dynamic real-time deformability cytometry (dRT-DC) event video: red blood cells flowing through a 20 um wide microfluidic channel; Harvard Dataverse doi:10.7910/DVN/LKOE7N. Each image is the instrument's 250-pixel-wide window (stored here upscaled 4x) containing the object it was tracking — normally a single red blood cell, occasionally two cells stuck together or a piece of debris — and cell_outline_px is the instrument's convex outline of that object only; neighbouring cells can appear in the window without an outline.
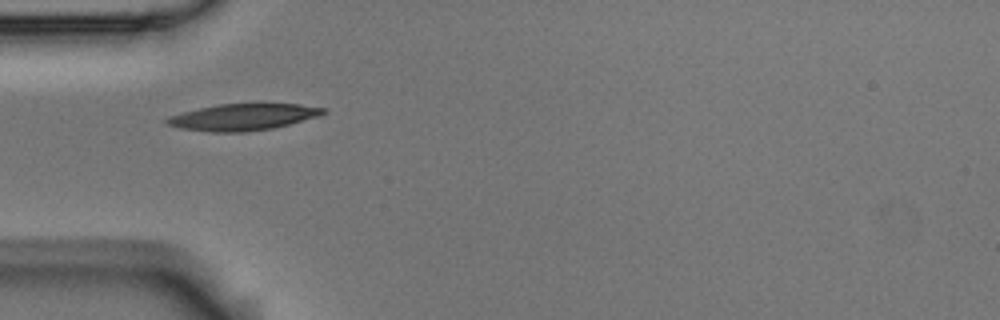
{"species": "Egyptian fruit bat (a non-hibernating species)", "species_latin": "Rousettus aegyptiacus", "temperature_condition": "room temperature", "stored_images_in_passage": 2, "camera_frame_rate_fps": 3000, "um_per_image_px": 0.085, "animal": {"sex": "male"}, "frame": {"image": 1, "passage_image": 1, "time_ms": 0.0, "image_size_px": [1000, 320], "cell_outline_px": [[328, 112], [316, 116], [288, 124], [272, 128], [244, 132], [212, 132], [180, 128], [168, 124], [164, 120], [168, 116], [200, 108], [220, 104], [300, 104], [324, 108]], "centroid_in_image_um": [20.63, 9.95], "position_along_channel_um": 64.4, "area_um2": 23.76}}
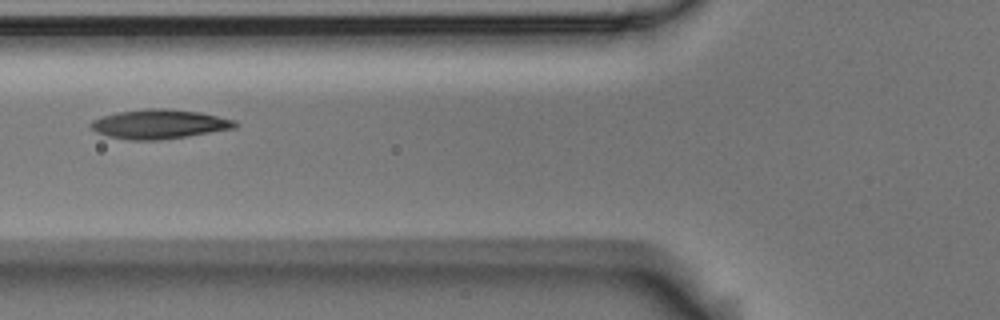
{"frame": {"image": 2, "passage_image": 2, "time_ms": 0.333, "image_size_px": [1000, 320], "cell_outline_px": [[240, 124], [236, 128], [188, 136], [160, 140], [128, 140], [108, 136], [96, 132], [88, 124], [92, 120], [104, 116], [120, 112], [148, 108], [168, 108], [200, 112], [236, 120]], "centroid_in_image_um": [13.58, 10.55], "position_along_channel_um": 112.2, "area_um2": 24.74}}